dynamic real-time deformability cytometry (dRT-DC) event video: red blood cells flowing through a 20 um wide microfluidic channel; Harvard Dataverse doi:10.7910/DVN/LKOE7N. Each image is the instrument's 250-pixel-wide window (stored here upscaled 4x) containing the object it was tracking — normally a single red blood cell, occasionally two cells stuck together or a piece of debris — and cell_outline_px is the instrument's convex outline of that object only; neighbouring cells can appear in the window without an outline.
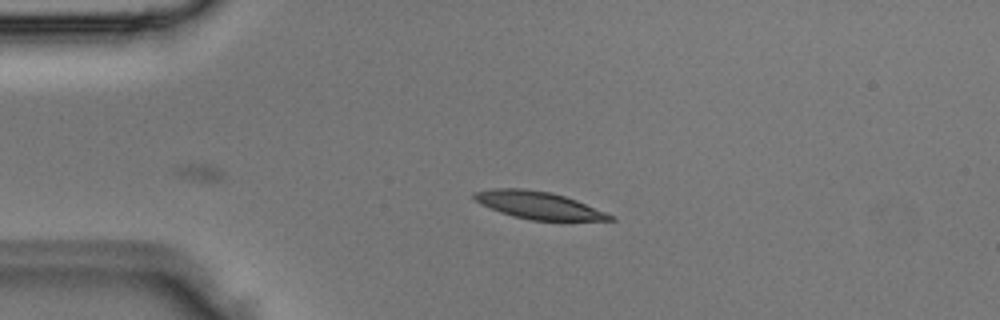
{"species": "Egyptian fruit bat (a non-hibernating species)", "species_latin": "Rousettus aegyptiacus", "temperature_condition": "room temperature", "stored_images_in_passage": 5, "camera_frame_rate_fps": 3000, "um_per_image_px": 0.085, "animal": {"sex": "male"}, "frame": {"image": 1, "passage_image": 3, "time_ms": 0.667, "image_size_px": [1000, 320], "cell_outline_px": [[616, 220], [532, 220], [500, 212], [476, 200], [472, 196], [472, 192], [492, 188], [524, 188], [548, 192], [564, 196], [576, 200], [616, 216]], "centroid_in_image_um": [45.79, 17.43], "position_along_channel_um": 39.2, "area_um2": 21.33}}
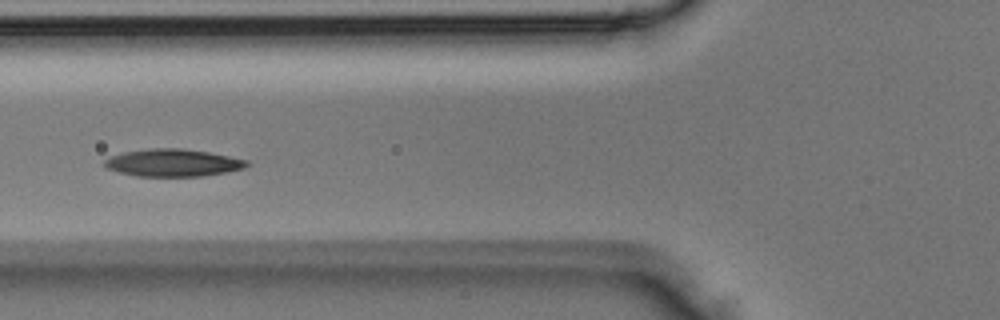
{"frame": {"image": 2, "passage_image": 5, "time_ms": 1.333, "image_size_px": [1000, 320], "cell_outline_px": [[252, 164], [244, 168], [224, 172], [200, 176], [136, 176], [104, 168], [104, 160], [112, 156], [124, 152], [148, 148], [184, 148], [208, 152], [248, 160]], "centroid_in_image_um": [14.69, 13.83], "position_along_channel_um": 111.1, "area_um2": 22.72}}